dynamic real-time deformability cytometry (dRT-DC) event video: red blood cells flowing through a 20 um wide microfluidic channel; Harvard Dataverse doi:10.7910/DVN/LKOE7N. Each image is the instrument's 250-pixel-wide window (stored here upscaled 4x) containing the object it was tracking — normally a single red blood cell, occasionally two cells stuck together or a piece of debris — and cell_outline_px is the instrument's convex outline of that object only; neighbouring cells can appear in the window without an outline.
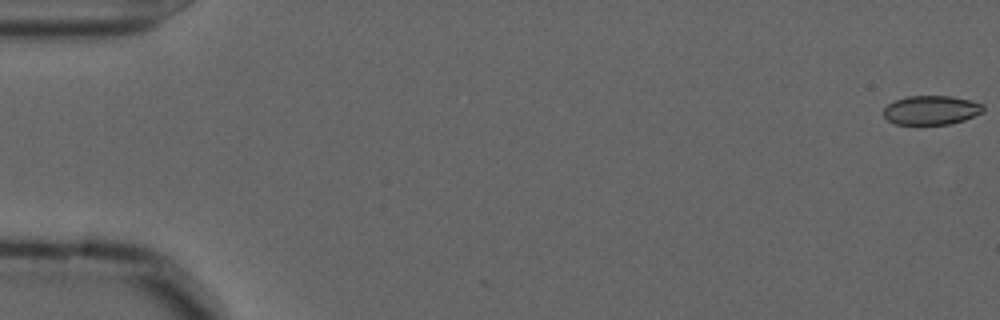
{"species": "common noctule bat (a hibernating species)", "species_latin": "Nyctalus noctula", "temperature_condition": "cold", "stored_images_in_passage": 4, "camera_frame_rate_fps": 3000, "um_per_image_px": 0.085, "animal": {"sex": "male", "forearm_length_mm": 52.5}, "frame": {"image": 1, "passage_image": 1, "time_ms": 0.0, "image_size_px": [1000, 320], "cell_outline_px": [[984, 112], [964, 120], [952, 124], [896, 124], [888, 120], [884, 116], [884, 108], [888, 104], [896, 100], [908, 96], [952, 96], [972, 100], [984, 104]], "centroid_in_image_um": [79.2, 9.36], "position_along_channel_um": 5.8, "area_um2": 16.99}}